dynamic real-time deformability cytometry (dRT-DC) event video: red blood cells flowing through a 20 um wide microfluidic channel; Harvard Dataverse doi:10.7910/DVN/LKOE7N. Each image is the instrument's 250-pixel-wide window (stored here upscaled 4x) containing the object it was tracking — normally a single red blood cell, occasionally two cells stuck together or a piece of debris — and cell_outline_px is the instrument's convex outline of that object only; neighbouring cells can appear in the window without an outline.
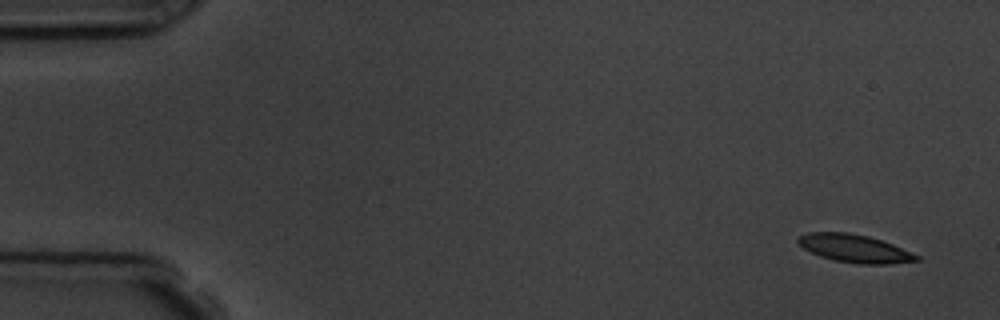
{"species": "common noctule bat (a hibernating species)", "species_latin": "Nyctalus noctula", "temperature_condition": "room temperature", "stored_images_in_passage": 5, "camera_frame_rate_fps": 3000, "um_per_image_px": 0.085, "animal": {"sex": "male", "body_mass_g": 19.5, "forearm_length_mm": 54.6}, "frame": {"image": 1, "passage_image": 1, "time_ms": 0.0, "image_size_px": [1000, 320], "cell_outline_px": [[920, 260], [888, 264], [856, 264], [836, 260], [820, 256], [804, 248], [796, 240], [800, 236], [808, 232], [848, 232], [868, 236], [892, 244], [920, 256]], "centroid_in_image_um": [72.65, 21.12], "position_along_channel_um": 12.4, "area_um2": 19.07}}